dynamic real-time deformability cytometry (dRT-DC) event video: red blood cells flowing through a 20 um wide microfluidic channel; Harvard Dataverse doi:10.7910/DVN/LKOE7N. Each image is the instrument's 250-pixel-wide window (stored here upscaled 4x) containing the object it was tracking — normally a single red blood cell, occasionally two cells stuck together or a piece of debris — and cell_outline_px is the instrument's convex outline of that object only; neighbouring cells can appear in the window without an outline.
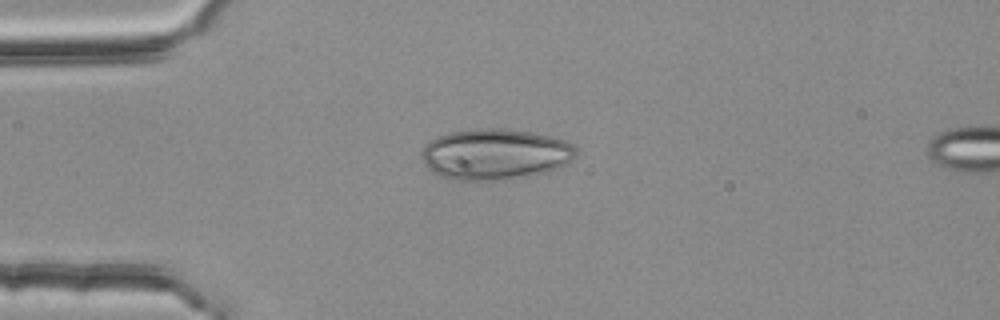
{"species": "common noctule bat (a hibernating species)", "species_latin": "Nyctalus noctula", "temperature_condition": "room temperature", "stored_images_in_passage": 2, "camera_frame_rate_fps": 3000, "um_per_image_px": 0.085, "animal": {"sex": "female", "body_mass_g": 25.1}, "frame": {"image": 1, "passage_image": 1, "time_ms": 0.0, "image_size_px": [1000, 320], "cell_outline_px": [[576, 156], [568, 164], [560, 168], [528, 176], [504, 180], [452, 180], [440, 176], [432, 172], [424, 164], [420, 152], [432, 140], [448, 132], [476, 128], [504, 128], [532, 132], [552, 136], [564, 140], [572, 144], [576, 148]], "centroid_in_image_um": [42.11, 13.11], "position_along_channel_um": 42.9, "area_um2": 46.24}}